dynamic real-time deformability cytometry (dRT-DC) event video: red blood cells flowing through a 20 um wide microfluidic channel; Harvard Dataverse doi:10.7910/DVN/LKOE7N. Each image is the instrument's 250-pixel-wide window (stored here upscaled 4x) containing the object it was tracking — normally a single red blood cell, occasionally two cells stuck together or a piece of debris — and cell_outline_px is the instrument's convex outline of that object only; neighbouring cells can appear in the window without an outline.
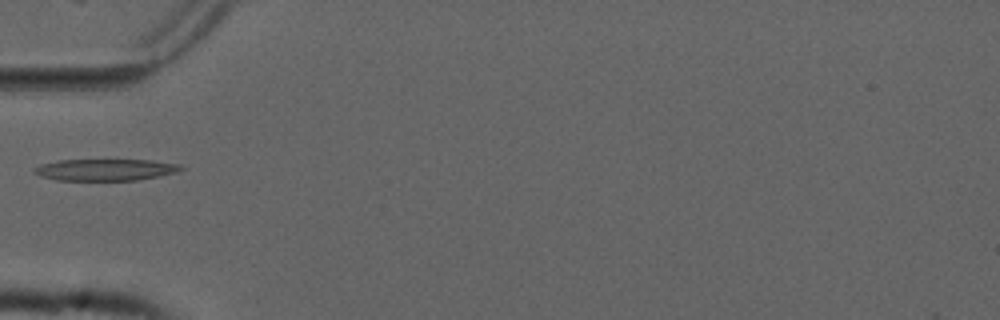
{"species": "common noctule bat (a hibernating species)", "species_latin": "Nyctalus noctula", "temperature_condition": "cold", "stored_images_in_passage": 2, "camera_frame_rate_fps": 3000, "um_per_image_px": 0.085, "animal": {"sex": "male", "forearm_length_mm": 52.5}, "frame": {"image": 1, "passage_image": 1, "time_ms": 0.0, "image_size_px": [1000, 320], "cell_outline_px": [[184, 168], [176, 172], [136, 180], [56, 180], [40, 176], [32, 172], [40, 164], [56, 160], [152, 160], [184, 164]], "centroid_in_image_um": [8.96, 14.42], "position_along_channel_um": 76.0, "area_um2": 18.5}}
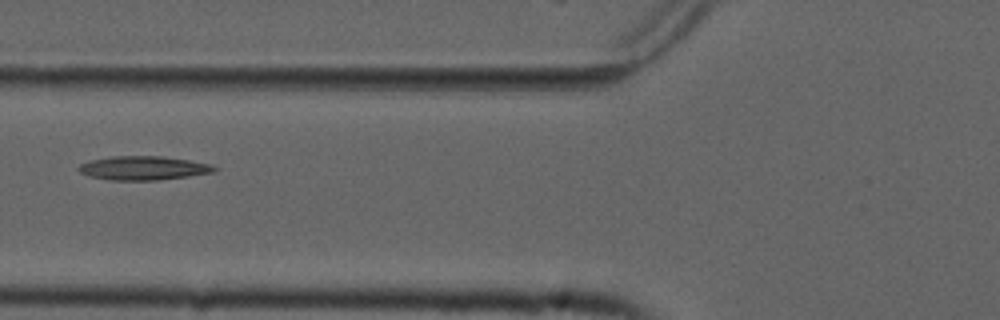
{"frame": {"image": 2, "passage_image": 2, "time_ms": 0.333, "image_size_px": [1000, 320], "cell_outline_px": [[220, 168], [212, 172], [188, 176], [156, 180], [108, 180], [88, 176], [80, 172], [76, 168], [80, 164], [92, 160], [112, 156], [164, 156], [212, 164]], "centroid_in_image_um": [12.18, 14.28], "position_along_channel_um": 113.6, "area_um2": 18.9}}